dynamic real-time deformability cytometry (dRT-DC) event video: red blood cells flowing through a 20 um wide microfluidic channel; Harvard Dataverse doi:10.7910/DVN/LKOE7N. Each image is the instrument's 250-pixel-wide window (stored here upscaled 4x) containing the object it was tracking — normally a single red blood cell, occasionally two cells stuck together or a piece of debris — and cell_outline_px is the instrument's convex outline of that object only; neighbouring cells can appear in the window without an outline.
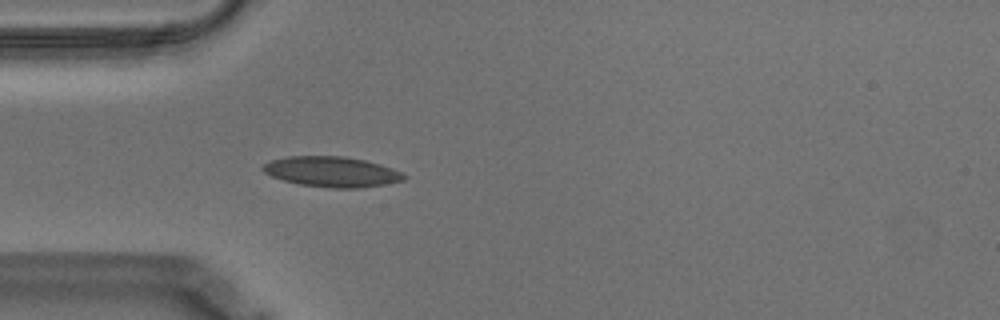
{"species": "Egyptian fruit bat (a non-hibernating species)", "species_latin": "Rousettus aegyptiacus", "temperature_condition": "warm", "stored_images_in_passage": 29, "camera_frame_rate_fps": 3000, "um_per_image_px": 0.085, "animal": {"sex": "male"}, "frame": {"image": 1, "passage_image": 5, "time_ms": 1.333, "image_size_px": [1000, 320], "cell_outline_px": [[408, 176], [404, 180], [384, 184], [356, 188], [332, 188], [300, 184], [284, 180], [272, 176], [264, 172], [260, 168], [264, 164], [272, 160], [288, 156], [344, 156], [364, 160], [380, 164], [392, 168]], "centroid_in_image_um": [28.2, 14.59], "position_along_channel_um": 56.8, "area_um2": 24.74}}
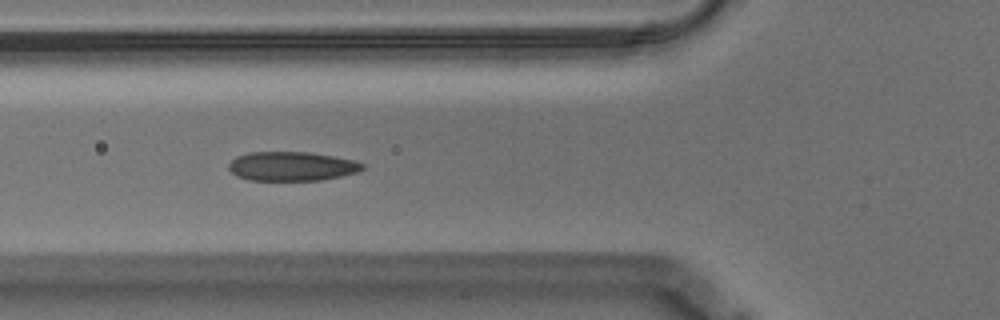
{"frame": {"image": 2, "passage_image": 9, "time_ms": 2.667, "image_size_px": [1000, 320], "cell_outline_px": [[364, 168], [360, 172], [320, 180], [248, 180], [236, 176], [228, 168], [228, 164], [236, 156], [248, 152], [312, 152], [356, 160], [364, 164]], "centroid_in_image_um": [24.81, 14.12], "position_along_channel_um": 101.0, "area_um2": 22.95}}